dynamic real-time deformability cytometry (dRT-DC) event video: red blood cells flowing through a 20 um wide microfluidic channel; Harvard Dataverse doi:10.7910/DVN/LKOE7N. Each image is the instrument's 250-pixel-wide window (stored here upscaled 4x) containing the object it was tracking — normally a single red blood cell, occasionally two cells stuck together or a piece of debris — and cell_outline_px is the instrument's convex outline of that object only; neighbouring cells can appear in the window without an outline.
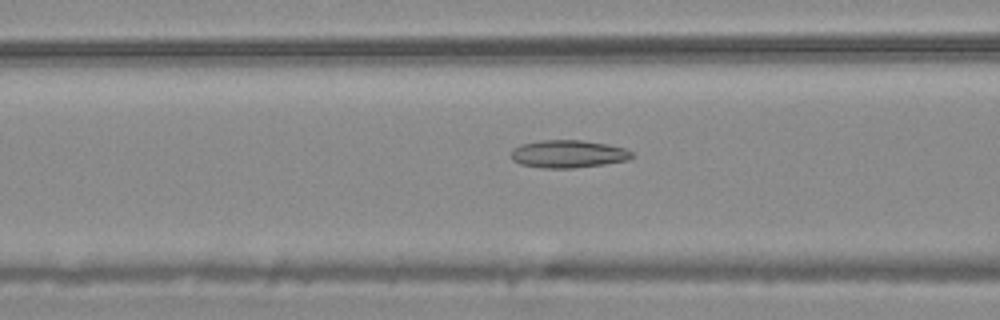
{"species": "common noctule bat (a hibernating species)", "species_latin": "Nyctalus noctula", "temperature_condition": "warm", "stored_images_in_passage": 35, "camera_frame_rate_fps": 3000, "um_per_image_px": 0.085, "animal": {"sex": "male", "body_mass_g": 20.4}, "frame": {"image": 1, "passage_image": 9, "time_ms": 2.667, "image_size_px": [1000, 320], "cell_outline_px": [[636, 156], [628, 160], [604, 164], [572, 168], [544, 168], [520, 164], [512, 160], [512, 148], [520, 144], [540, 140], [580, 140], [604, 144], [624, 148], [632, 152]], "centroid_in_image_um": [48.28, 13.08], "position_along_channel_um": 118.3, "area_um2": 19.48}}
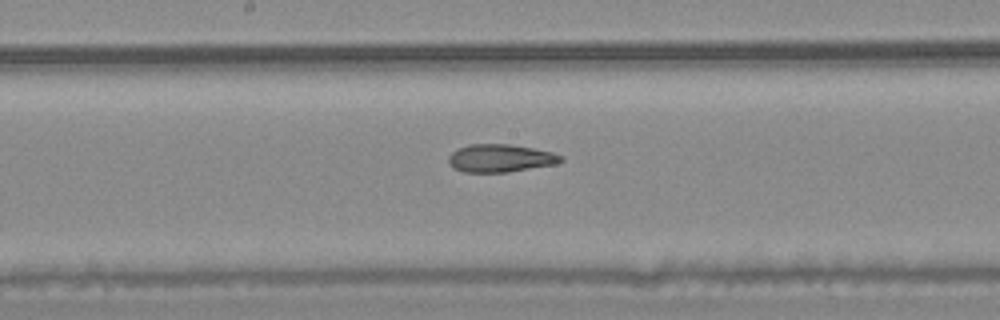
{"frame": {"image": 2, "passage_image": 16, "time_ms": 5.0, "image_size_px": [1000, 320], "cell_outline_px": [[564, 160], [556, 164], [508, 172], [464, 172], [452, 168], [448, 164], [448, 156], [452, 152], [468, 144], [508, 144], [532, 148], [552, 152], [560, 156]], "centroid_in_image_um": [42.49, 13.45], "position_along_channel_um": 205.7, "area_um2": 18.21}}
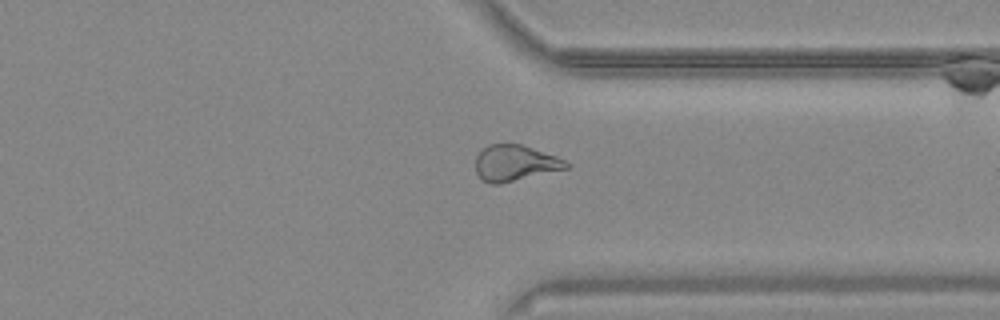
{"frame": {"image": 3, "passage_image": 29, "time_ms": 9.333, "image_size_px": [1000, 320], "cell_outline_px": [[572, 164], [568, 168], [500, 184], [492, 184], [480, 180], [476, 172], [476, 156], [488, 144], [520, 144], [556, 156]], "centroid_in_image_um": [43.76, 13.87], "position_along_channel_um": 367.6, "area_um2": 18.96}}